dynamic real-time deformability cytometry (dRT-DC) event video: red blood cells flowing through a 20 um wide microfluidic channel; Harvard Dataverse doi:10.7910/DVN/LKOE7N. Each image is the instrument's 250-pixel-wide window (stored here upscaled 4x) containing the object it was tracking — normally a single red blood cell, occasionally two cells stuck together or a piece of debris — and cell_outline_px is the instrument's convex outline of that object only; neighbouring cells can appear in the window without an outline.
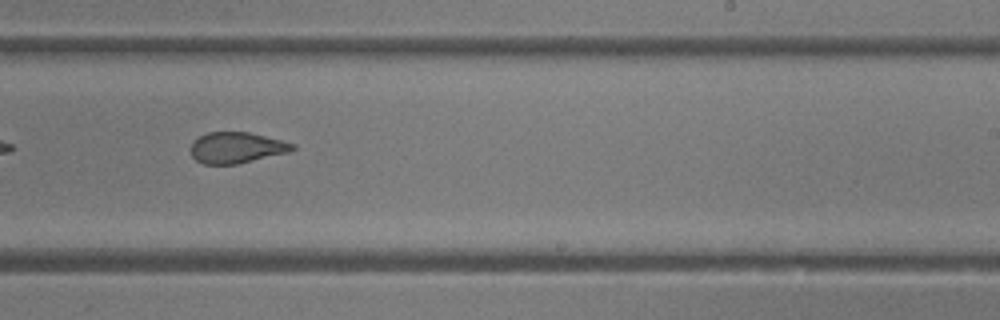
{"species": "common noctule bat (a hibernating species)", "species_latin": "Nyctalus noctula", "temperature_condition": "room temperature", "stored_images_in_passage": 35, "camera_frame_rate_fps": 3000, "um_per_image_px": 0.085, "animal": {"sex": "female"}, "frame": {"image": 1, "passage_image": 16, "time_ms": 5.0, "image_size_px": [1000, 320], "cell_outline_px": [[296, 148], [292, 152], [236, 164], [204, 164], [196, 160], [192, 156], [192, 140], [208, 132], [248, 132], [296, 144]], "centroid_in_image_um": [20.13, 12.55], "position_along_channel_um": 268.9, "area_um2": 18.38}, "authors_computed_cell_mechanics": {"area_um2": 19.941, "velocity_mm_per_s": 4.2122, "shape_relaxation_time_tau1_ms": null, "shape_relaxation_time_tau2_ms": 1.2911, "deformation_change_tau1": null, "deformation_change_tau2": 0.0768}}